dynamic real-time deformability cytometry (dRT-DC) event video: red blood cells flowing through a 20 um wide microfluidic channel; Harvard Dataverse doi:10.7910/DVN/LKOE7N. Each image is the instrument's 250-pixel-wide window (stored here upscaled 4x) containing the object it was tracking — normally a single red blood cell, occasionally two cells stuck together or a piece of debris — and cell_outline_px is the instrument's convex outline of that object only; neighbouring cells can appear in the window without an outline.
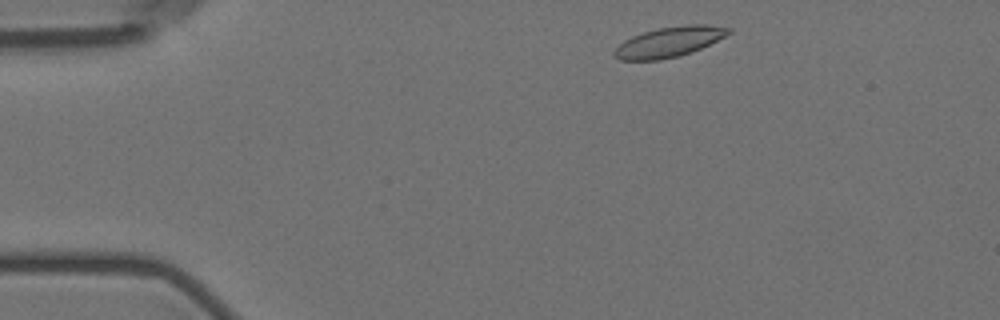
{"species": "Egyptian fruit bat (a non-hibernating species)", "species_latin": "Rousettus aegyptiacus", "temperature_condition": "room temperature", "stored_images_in_passage": 3, "camera_frame_rate_fps": 3000, "um_per_image_px": 0.085, "animal": {"sex": "female"}, "frame": {"image": 1, "passage_image": 1, "time_ms": 0.0, "image_size_px": [1000, 320], "cell_outline_px": [[732, 32], [700, 48], [676, 56], [660, 60], [620, 60], [612, 56], [612, 52], [624, 40], [632, 36], [644, 32], [660, 28], [684, 24], [708, 24], [732, 28]], "centroid_in_image_um": [56.85, 3.55], "position_along_channel_um": 28.2, "area_um2": 19.88}}